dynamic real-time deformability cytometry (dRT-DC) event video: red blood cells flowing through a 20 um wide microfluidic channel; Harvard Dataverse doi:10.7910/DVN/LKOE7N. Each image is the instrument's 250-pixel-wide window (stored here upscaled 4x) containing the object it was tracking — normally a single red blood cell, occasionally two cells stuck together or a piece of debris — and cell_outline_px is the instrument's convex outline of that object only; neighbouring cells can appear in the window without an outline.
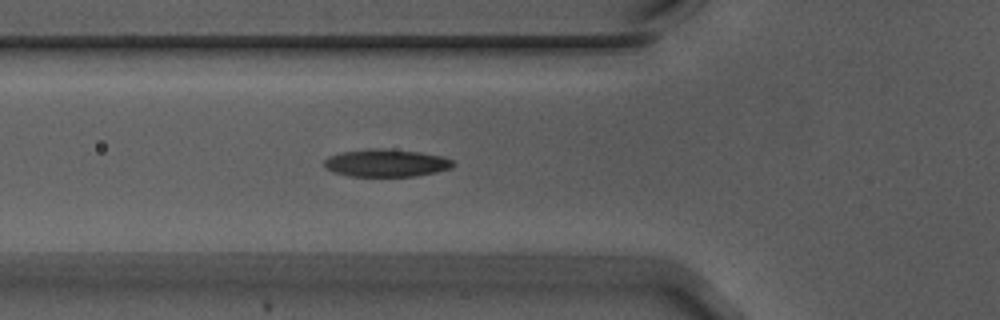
{"species": "Egyptian fruit bat (a non-hibernating species)", "species_latin": "Rousettus aegyptiacus", "temperature_condition": "warm", "stored_images_in_passage": 49, "camera_frame_rate_fps": 3000, "um_per_image_px": 0.085, "animal": {"sex": "male"}, "frame": {"image": 1, "passage_image": 12, "time_ms": 3.667, "image_size_px": [1000, 320], "cell_outline_px": [[456, 164], [452, 168], [436, 172], [416, 176], [348, 176], [332, 172], [324, 168], [324, 160], [328, 156], [344, 152], [368, 148], [384, 148], [420, 152], [444, 156], [452, 160]], "centroid_in_image_um": [32.83, 13.85], "position_along_channel_um": 93.0, "area_um2": 20.98}}
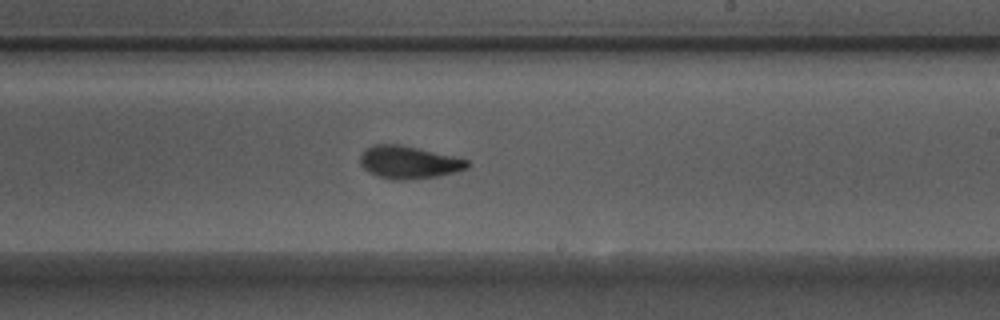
{"frame": {"image": 2, "passage_image": 25, "time_ms": 8.0, "image_size_px": [1000, 320], "cell_outline_px": [[472, 164], [468, 168], [436, 176], [404, 180], [392, 180], [368, 172], [360, 164], [360, 156], [364, 148], [372, 144], [400, 144], [452, 156], [468, 160]], "centroid_in_image_um": [34.7, 13.78], "position_along_channel_um": 254.3, "area_um2": 20.29}}
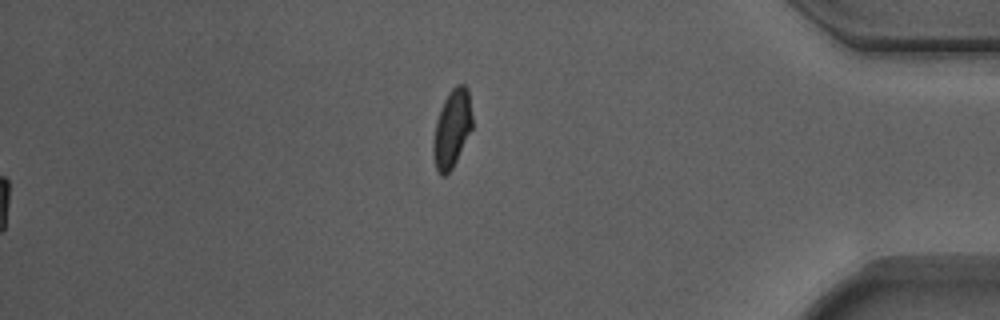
{"frame": {"image": 3, "passage_image": 49, "time_ms": 16.0, "image_size_px": [1000, 320], "cell_outline_px": [[472, 128], [452, 168], [444, 176], [440, 176], [436, 172], [432, 152], [432, 140], [436, 120], [440, 108], [448, 92], [456, 84], [464, 84], [468, 88], [472, 116]], "centroid_in_image_um": [38.39, 10.93], "position_along_channel_um": 396.8, "area_um2": 17.92}, "authors_computed_cell_mechanics": {"area_um2": 20.1144, "velocity_mm_per_s": 3.7163, "shape_relaxation_time_tau1_ms": 4.0699, "shape_relaxation_time_tau2_ms": 2.1589, "deformation_change_tau1": 0.1824, "deformation_change_tau2": 0.0835}}